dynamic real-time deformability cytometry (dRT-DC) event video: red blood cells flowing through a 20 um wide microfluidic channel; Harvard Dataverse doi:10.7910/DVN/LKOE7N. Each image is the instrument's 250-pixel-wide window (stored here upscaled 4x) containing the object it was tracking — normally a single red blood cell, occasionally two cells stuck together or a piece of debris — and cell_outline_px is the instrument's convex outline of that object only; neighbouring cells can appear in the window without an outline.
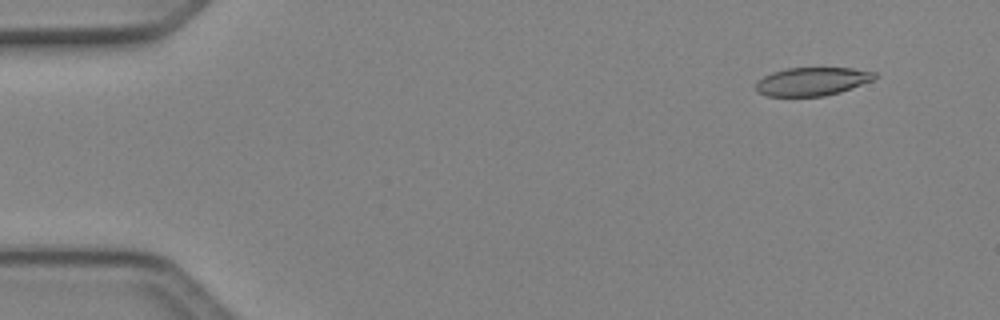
{"species": "Egyptian fruit bat (a non-hibernating species)", "species_latin": "Rousettus aegyptiacus", "temperature_condition": "cold", "stored_images_in_passage": 50, "camera_frame_rate_fps": 3000, "um_per_image_px": 0.085, "animal": {"sex": "female"}, "frame": {"image": 1, "passage_image": 5, "time_ms": 1.333, "image_size_px": [1000, 320], "cell_outline_px": [[876, 80], [840, 92], [824, 96], [764, 96], [756, 92], [756, 80], [772, 72], [784, 68], [852, 68], [876, 72]], "centroid_in_image_um": [69.03, 6.92], "position_along_channel_um": 16.0, "area_um2": 19.88}}
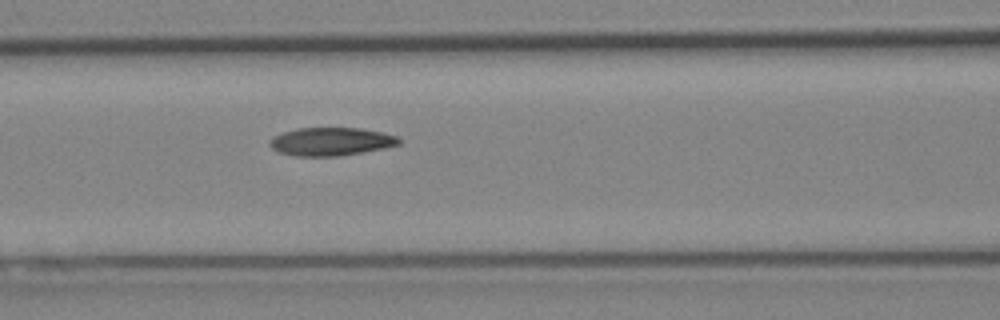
{"frame": {"image": 2, "passage_image": 22, "time_ms": 7.0, "image_size_px": [1000, 320], "cell_outline_px": [[400, 144], [384, 148], [340, 156], [296, 156], [280, 152], [272, 148], [268, 144], [272, 136], [296, 128], [360, 128], [384, 132], [396, 136], [400, 140]], "centroid_in_image_um": [28.13, 12.03], "position_along_channel_um": 138.5, "area_um2": 21.21}}
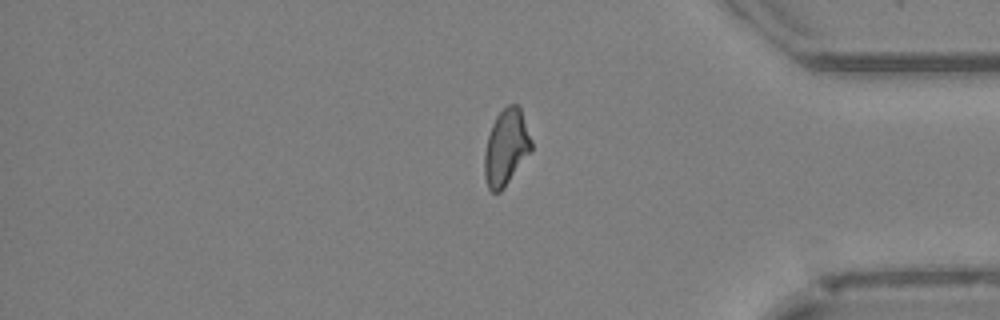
{"frame": {"image": 3, "passage_image": 42, "time_ms": 13.667, "image_size_px": [1000, 320], "cell_outline_px": [[532, 148], [504, 188], [500, 192], [492, 192], [488, 188], [484, 176], [484, 152], [488, 136], [492, 124], [496, 116], [508, 104], [516, 104], [520, 108], [532, 140]], "centroid_in_image_um": [43.0, 12.53], "position_along_channel_um": 392.2, "area_um2": 20.58}, "authors_computed_cell_mechanics": {"area_um2": 20.9814, "velocity_mm_per_s": 4.1327, "shape_relaxation_time_tau1_ms": 5.6515, "shape_relaxation_time_tau2_ms": 4.3003, "deformation_change_tau1": 0.1523, "deformation_change_tau2": 0.1024}}